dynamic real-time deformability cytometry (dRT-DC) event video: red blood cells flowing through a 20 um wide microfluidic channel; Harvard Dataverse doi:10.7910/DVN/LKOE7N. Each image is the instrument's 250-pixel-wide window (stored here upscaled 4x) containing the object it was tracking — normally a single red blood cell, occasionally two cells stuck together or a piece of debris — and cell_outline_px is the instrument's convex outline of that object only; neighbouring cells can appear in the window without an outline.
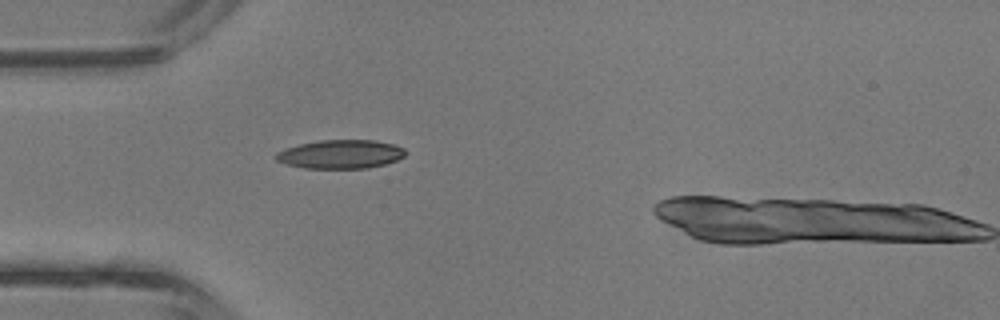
{"species": "common noctule bat (a hibernating species)", "species_latin": "Nyctalus noctula", "temperature_condition": "room temperature", "stored_images_in_passage": 2, "camera_frame_rate_fps": 3000, "um_per_image_px": 0.085, "animal": {"sex": "male", "body_mass_g": 13.3}, "frame": {"image": 1, "passage_image": 1, "time_ms": 0.0, "image_size_px": [1000, 320], "cell_outline_px": [[408, 152], [404, 156], [396, 160], [384, 164], [368, 168], [304, 168], [284, 164], [276, 160], [276, 152], [284, 148], [300, 144], [320, 140], [376, 140], [392, 144], [404, 148]], "centroid_in_image_um": [28.94, 13.1], "position_along_channel_um": 56.1, "area_um2": 21.73}}